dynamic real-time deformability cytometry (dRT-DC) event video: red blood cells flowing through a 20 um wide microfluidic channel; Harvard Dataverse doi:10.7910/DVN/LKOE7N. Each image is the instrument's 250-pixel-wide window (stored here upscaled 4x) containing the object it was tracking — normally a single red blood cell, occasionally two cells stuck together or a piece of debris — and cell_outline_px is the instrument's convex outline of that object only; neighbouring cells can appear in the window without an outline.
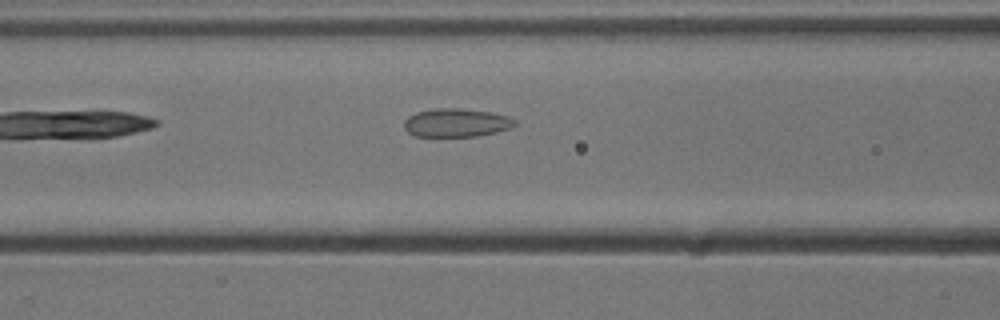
{"species": "common noctule bat (a hibernating species)", "species_latin": "Nyctalus noctula", "temperature_condition": "cold", "stored_images_in_passage": 10, "camera_frame_rate_fps": 3000, "um_per_image_px": 0.085, "animal": {"sex": "male", "body_mass_g": 13.3}, "frame": {"image": 1, "passage_image": 5, "time_ms": 1.333, "image_size_px": [1000, 320], "cell_outline_px": [[516, 124], [512, 128], [496, 132], [476, 136], [416, 136], [408, 132], [404, 128], [404, 120], [408, 116], [416, 112], [436, 108], [460, 108], [492, 112], [508, 116], [516, 120]], "centroid_in_image_um": [38.8, 10.42], "position_along_channel_um": 127.8, "area_um2": 18.44}}